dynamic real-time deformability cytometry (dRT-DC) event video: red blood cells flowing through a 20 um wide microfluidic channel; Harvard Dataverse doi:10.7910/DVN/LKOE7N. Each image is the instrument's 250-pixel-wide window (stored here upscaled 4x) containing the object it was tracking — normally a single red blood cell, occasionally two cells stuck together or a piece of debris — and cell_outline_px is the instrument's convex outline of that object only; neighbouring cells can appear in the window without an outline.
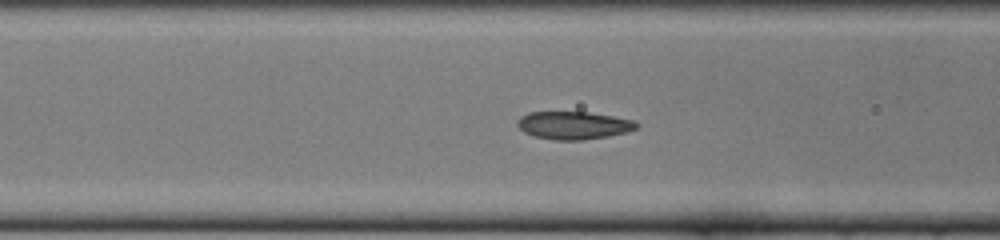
{"species": "common noctule bat (a hibernating species)", "species_latin": "Nyctalus noctula", "temperature_condition": "cold", "stored_images_in_passage": 42, "camera_frame_rate_fps": 3000, "um_per_image_px": 0.085, "animal": {"sex": "female", "body_mass_g": 22.0, "forearm_length_mm": 56.7}, "frame": {"image": 1, "passage_image": 18, "time_ms": 5.667, "image_size_px": [1000, 240], "cell_outline_px": [[640, 124], [636, 128], [628, 132], [608, 136], [584, 140], [552, 140], [532, 136], [524, 132], [516, 124], [516, 120], [520, 116], [528, 112], [588, 112], [612, 116], [632, 120]], "centroid_in_image_um": [48.72, 10.66], "position_along_channel_um": 117.9, "area_um2": 19.48}}
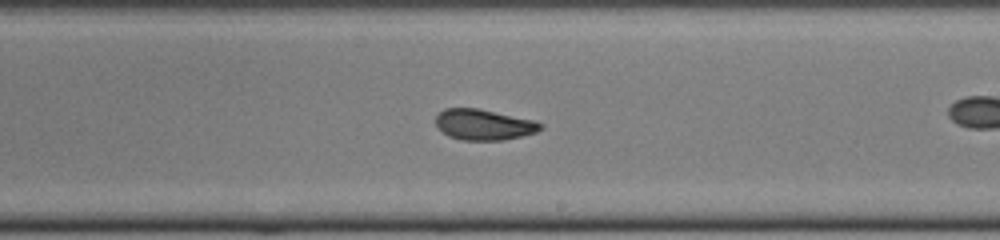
{"frame": {"image": 2, "passage_image": 28, "time_ms": 9.0, "image_size_px": [1000, 240], "cell_outline_px": [[544, 128], [536, 132], [504, 140], [460, 140], [448, 136], [436, 124], [436, 116], [444, 108], [476, 108], [536, 120], [544, 124]], "centroid_in_image_um": [41.16, 10.59], "position_along_channel_um": 247.8, "area_um2": 18.79}}
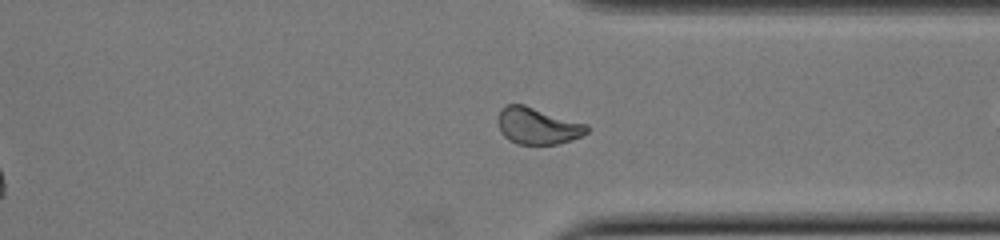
{"frame": {"image": 3, "passage_image": 37, "time_ms": 12.0, "image_size_px": [1000, 240], "cell_outline_px": [[588, 132], [572, 140], [556, 144], [516, 144], [508, 140], [500, 132], [500, 108], [508, 104], [524, 104], [588, 124]], "centroid_in_image_um": [45.71, 10.7], "position_along_channel_um": 365.7, "area_um2": 18.96}, "authors_computed_cell_mechanics": {"area_um2": 18.9295, "velocity_mm_per_s": 3.9182, "shape_relaxation_time_tau1_ms": 4.2393, "shape_relaxation_time_tau2_ms": 1.8938, "deformation_change_tau1": 0.1154, "deformation_change_tau2": 0.0396}}